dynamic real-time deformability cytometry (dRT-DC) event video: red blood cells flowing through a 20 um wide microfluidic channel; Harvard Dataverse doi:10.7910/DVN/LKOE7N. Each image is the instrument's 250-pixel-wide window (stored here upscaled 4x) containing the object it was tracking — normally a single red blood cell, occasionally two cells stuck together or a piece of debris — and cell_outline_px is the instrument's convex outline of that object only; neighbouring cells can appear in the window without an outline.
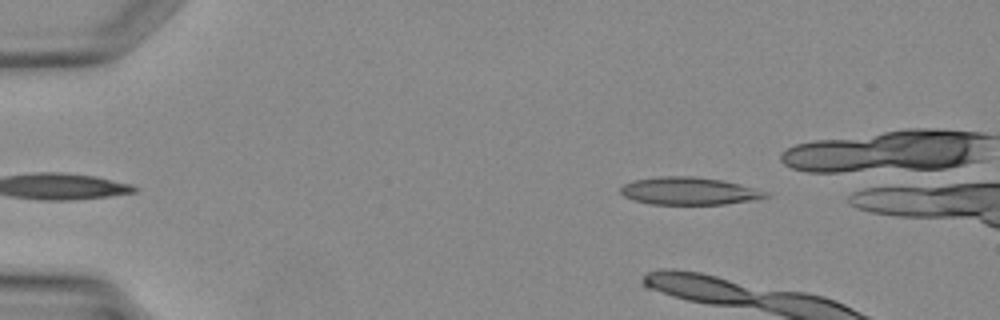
{"species": "Egyptian fruit bat (a non-hibernating species)", "species_latin": "Rousettus aegyptiacus", "temperature_condition": "warm", "stored_images_in_passage": 5, "camera_frame_rate_fps": 3000, "um_per_image_px": 0.085, "animal": {"sex": "female"}, "frame": {"image": 1, "passage_image": 1, "time_ms": 0.0, "image_size_px": [1000, 320], "cell_outline_px": [[772, 196], [756, 200], [724, 204], [652, 204], [632, 200], [624, 196], [620, 192], [620, 188], [624, 184], [636, 180], [660, 176], [692, 176], [724, 180], [740, 184], [764, 192]], "centroid_in_image_um": [58.56, 16.24], "position_along_channel_um": 26.4, "area_um2": 23.24}}